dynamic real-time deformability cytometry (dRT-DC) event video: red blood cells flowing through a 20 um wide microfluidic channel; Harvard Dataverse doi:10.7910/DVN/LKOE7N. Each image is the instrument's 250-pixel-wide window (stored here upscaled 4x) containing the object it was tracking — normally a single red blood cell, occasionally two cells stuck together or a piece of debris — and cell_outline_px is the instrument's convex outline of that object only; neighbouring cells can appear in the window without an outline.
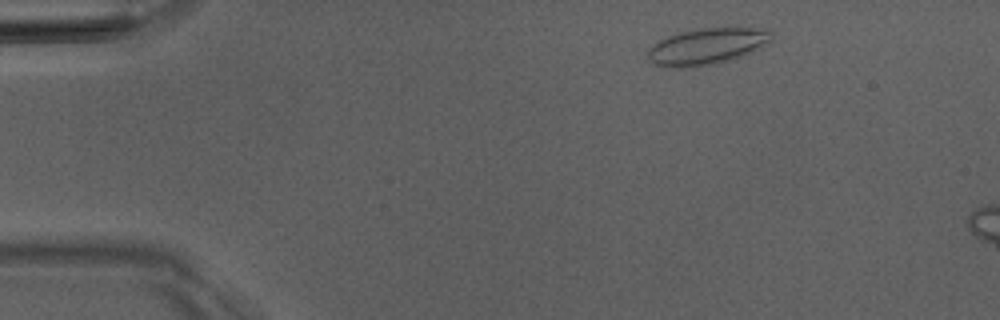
{"species": "Egyptian fruit bat (a non-hibernating species)", "species_latin": "Rousettus aegyptiacus", "temperature_condition": "room temperature", "stored_images_in_passage": 5, "camera_frame_rate_fps": 3000, "um_per_image_px": 0.085, "animal": {"sex": "male"}, "frame": {"image": 1, "passage_image": 5, "time_ms": 5.0, "image_size_px": [1000, 320], "cell_outline_px": [[772, 40], [752, 52], [716, 64], [684, 68], [660, 68], [652, 64], [648, 60], [648, 48], [652, 44], [668, 36], [680, 32], [700, 28], [736, 24], [764, 28], [772, 32]], "centroid_in_image_um": [60.11, 3.9], "position_along_channel_um": 24.9, "area_um2": 27.4}}